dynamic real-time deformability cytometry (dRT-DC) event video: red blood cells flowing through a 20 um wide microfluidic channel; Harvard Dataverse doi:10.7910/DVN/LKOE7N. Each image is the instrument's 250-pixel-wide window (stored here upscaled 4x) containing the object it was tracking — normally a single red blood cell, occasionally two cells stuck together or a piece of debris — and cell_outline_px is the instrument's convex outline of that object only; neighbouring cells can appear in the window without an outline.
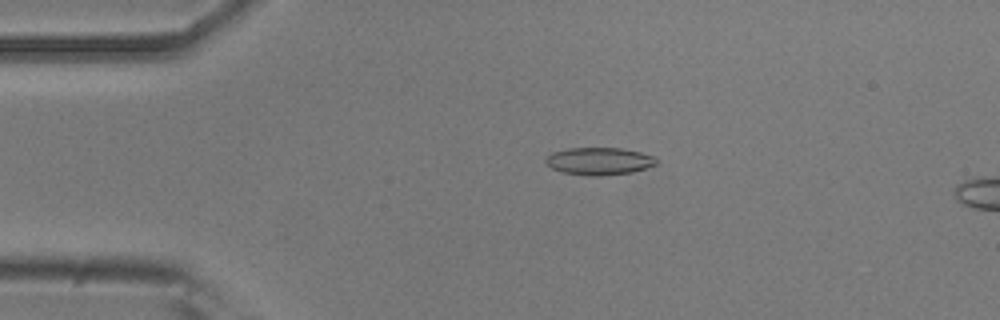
{"species": "common noctule bat (a hibernating species)", "species_latin": "Nyctalus noctula", "temperature_condition": "room temperature", "stored_images_in_passage": 5, "camera_frame_rate_fps": 3000, "um_per_image_px": 0.085, "animal": {"sex": "male", "body_mass_g": 20.5, "forearm_length_mm": 52.5}, "frame": {"image": 1, "passage_image": 1, "time_ms": 0.0, "image_size_px": [1000, 320], "cell_outline_px": [[660, 160], [656, 164], [632, 172], [600, 176], [588, 176], [560, 172], [552, 168], [544, 160], [552, 152], [568, 148], [620, 148], [640, 152], [656, 156]], "centroid_in_image_um": [50.94, 13.7], "position_along_channel_um": 34.1, "area_um2": 17.8}}